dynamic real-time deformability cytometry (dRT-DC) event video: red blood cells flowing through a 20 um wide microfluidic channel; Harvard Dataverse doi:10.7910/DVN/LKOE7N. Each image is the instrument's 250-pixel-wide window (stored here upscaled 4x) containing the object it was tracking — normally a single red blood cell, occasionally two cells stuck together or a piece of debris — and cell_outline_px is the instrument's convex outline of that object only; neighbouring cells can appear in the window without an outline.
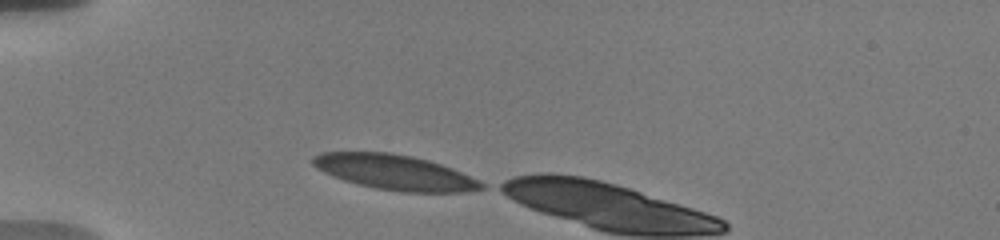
{"species": "human", "species_latin": "Homo sapiens", "temperature_condition": "warm", "stored_images_in_passage": 3, "camera_frame_rate_fps": 3000, "um_per_image_px": 0.085, "donor": {"sex": "male"}, "frame": {"image": 1, "passage_image": 1, "time_ms": 0.0, "image_size_px": [1000, 240], "cell_outline_px": [[488, 188], [464, 192], [404, 192], [376, 188], [344, 180], [332, 176], [316, 168], [312, 164], [312, 156], [320, 152], [388, 152], [412, 156], [428, 160], [452, 168], [480, 180], [488, 184]], "centroid_in_image_um": [33.6, 14.64], "position_along_channel_um": 51.4, "area_um2": 34.56}}